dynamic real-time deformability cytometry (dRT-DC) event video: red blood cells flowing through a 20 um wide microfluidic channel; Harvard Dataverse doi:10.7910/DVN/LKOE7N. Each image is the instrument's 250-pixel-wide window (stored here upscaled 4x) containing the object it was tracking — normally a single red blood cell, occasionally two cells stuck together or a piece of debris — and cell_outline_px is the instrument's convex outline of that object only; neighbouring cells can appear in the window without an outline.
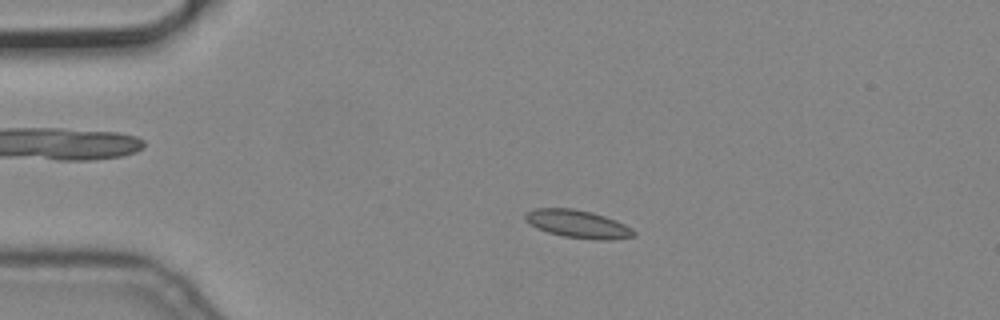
{"species": "common noctule bat (a hibernating species)", "species_latin": "Nyctalus noctula", "temperature_condition": "cold", "stored_images_in_passage": 6, "camera_frame_rate_fps": 3000, "um_per_image_px": 0.085, "animal": {"sex": "male", "body_mass_g": 19.2, "forearm_length_mm": 51.8}, "frame": {"image": 1, "passage_image": 3, "time_ms": 0.667, "image_size_px": [1000, 320], "cell_outline_px": [[636, 236], [612, 240], [596, 240], [564, 236], [548, 232], [536, 228], [524, 220], [524, 216], [528, 212], [536, 208], [572, 208], [592, 212], [616, 220], [632, 228], [636, 232]], "centroid_in_image_um": [49.14, 19.04], "position_along_channel_um": 35.9, "area_um2": 17.69}}
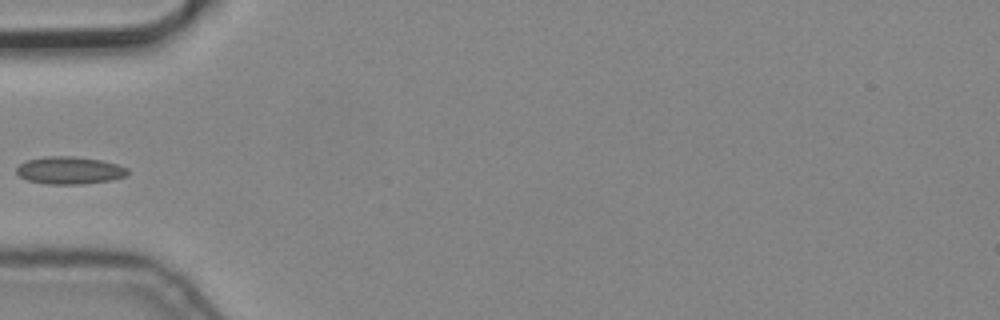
{"frame": {"image": 2, "passage_image": 5, "time_ms": 1.333, "image_size_px": [1000, 320], "cell_outline_px": [[128, 176], [112, 180], [84, 184], [48, 184], [28, 180], [20, 176], [16, 172], [16, 168], [20, 164], [28, 160], [44, 156], [72, 156], [100, 160], [116, 164], [128, 168]], "centroid_in_image_um": [5.94, 14.48], "position_along_channel_um": 79.1, "area_um2": 17.8}}
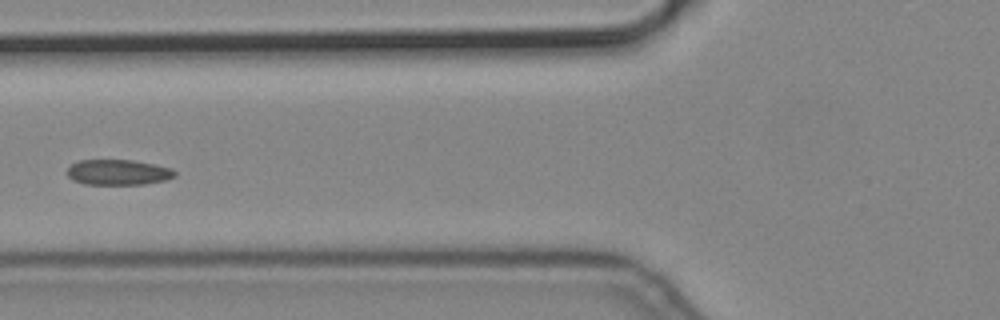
{"frame": {"image": 3, "passage_image": 6, "time_ms": 1.667, "image_size_px": [1000, 320], "cell_outline_px": [[176, 176], [164, 180], [144, 184], [84, 184], [72, 180], [68, 176], [68, 168], [72, 164], [80, 160], [132, 160], [172, 168], [176, 172]], "centroid_in_image_um": [10.04, 14.64], "position_along_channel_um": 115.8, "area_um2": 15.84}}